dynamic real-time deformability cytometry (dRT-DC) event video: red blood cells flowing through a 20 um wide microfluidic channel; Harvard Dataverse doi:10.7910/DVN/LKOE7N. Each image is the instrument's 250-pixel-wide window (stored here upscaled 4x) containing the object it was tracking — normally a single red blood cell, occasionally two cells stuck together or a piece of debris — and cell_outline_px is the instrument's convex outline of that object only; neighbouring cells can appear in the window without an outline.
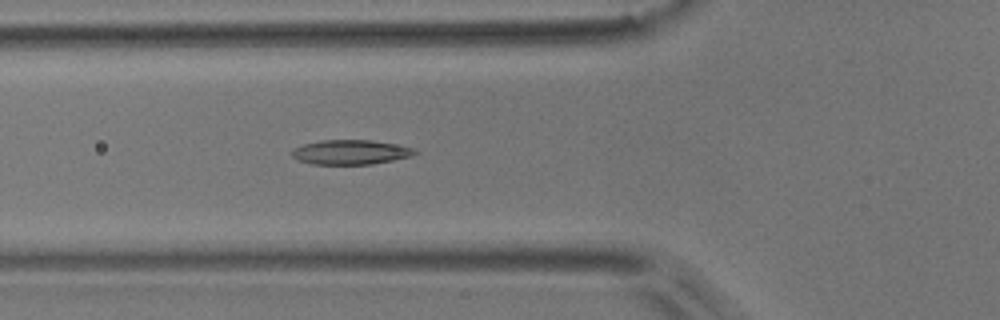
{"species": "common noctule bat (a hibernating species)", "species_latin": "Nyctalus noctula", "temperature_condition": "room temperature", "stored_images_in_passage": 4, "camera_frame_rate_fps": 3000, "um_per_image_px": 0.085, "animal": {"sex": "male", "body_mass_g": 17.9}, "frame": {"image": 1, "passage_image": 4, "time_ms": 1.0, "image_size_px": [1000, 320], "cell_outline_px": [[420, 152], [412, 156], [372, 164], [312, 164], [296, 160], [292, 156], [292, 148], [304, 144], [320, 140], [372, 140], [416, 148]], "centroid_in_image_um": [29.8, 12.93], "position_along_channel_um": 96.0, "area_um2": 17.74}}